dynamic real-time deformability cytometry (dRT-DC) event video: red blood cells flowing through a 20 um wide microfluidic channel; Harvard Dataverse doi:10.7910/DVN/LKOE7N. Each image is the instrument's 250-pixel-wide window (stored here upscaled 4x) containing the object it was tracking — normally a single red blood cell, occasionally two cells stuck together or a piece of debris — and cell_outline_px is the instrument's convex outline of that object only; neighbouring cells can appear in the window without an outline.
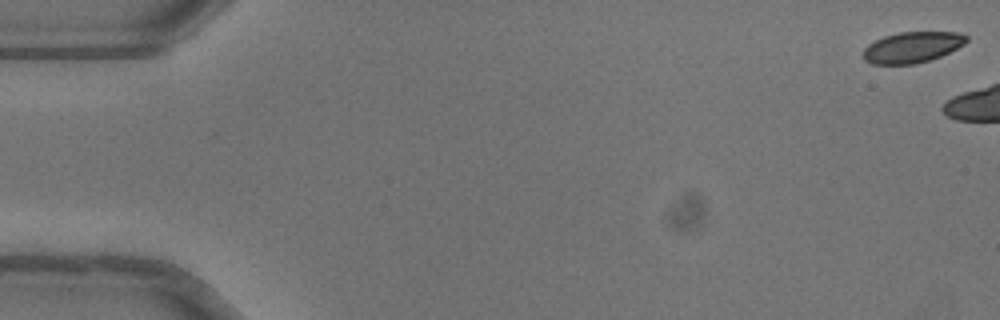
{"species": "common noctule bat (a hibernating species)", "species_latin": "Nyctalus noctula", "temperature_condition": "warm", "stored_images_in_passage": 6, "camera_frame_rate_fps": 3000, "um_per_image_px": 0.085, "animal": {"sex": "female"}, "frame": {"image": 1, "passage_image": 1, "time_ms": 0.0, "image_size_px": [1000, 320], "cell_outline_px": [[968, 40], [964, 44], [940, 56], [916, 64], [872, 64], [864, 60], [864, 48], [868, 44], [884, 36], [900, 32], [956, 32], [968, 36]], "centroid_in_image_um": [77.53, 4.01], "position_along_channel_um": 7.5, "area_um2": 18.44}}